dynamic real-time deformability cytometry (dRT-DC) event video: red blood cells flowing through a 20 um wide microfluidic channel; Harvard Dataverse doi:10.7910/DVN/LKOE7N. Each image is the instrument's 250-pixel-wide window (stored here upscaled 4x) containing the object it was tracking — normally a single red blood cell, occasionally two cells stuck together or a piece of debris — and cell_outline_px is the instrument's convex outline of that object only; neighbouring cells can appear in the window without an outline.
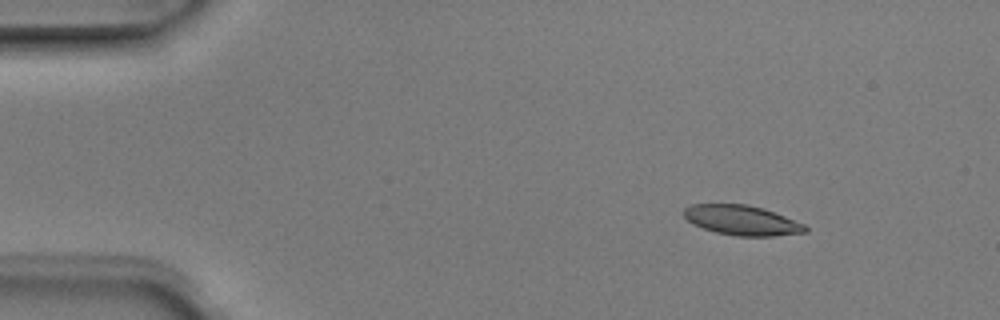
{"species": "Egyptian fruit bat (a non-hibernating species)", "species_latin": "Rousettus aegyptiacus", "temperature_condition": "room temperature", "stored_images_in_passage": 3, "camera_frame_rate_fps": 3000, "um_per_image_px": 0.085, "animal": {"sex": "male"}, "frame": {"image": 1, "passage_image": 1, "time_ms": 0.0, "image_size_px": [1000, 320], "cell_outline_px": [[808, 232], [772, 236], [736, 236], [716, 232], [692, 224], [684, 216], [684, 208], [692, 204], [748, 204], [764, 208], [804, 224], [808, 228]], "centroid_in_image_um": [63.06, 18.72], "position_along_channel_um": 21.9, "area_um2": 21.1}}